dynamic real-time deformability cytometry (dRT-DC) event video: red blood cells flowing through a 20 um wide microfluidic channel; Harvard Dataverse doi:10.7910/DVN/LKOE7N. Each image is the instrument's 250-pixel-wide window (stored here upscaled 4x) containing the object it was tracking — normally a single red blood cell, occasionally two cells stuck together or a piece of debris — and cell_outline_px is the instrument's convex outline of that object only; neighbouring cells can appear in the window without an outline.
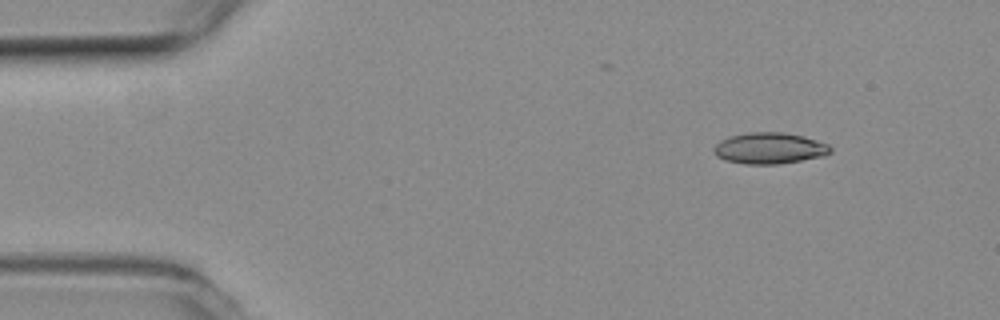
{"species": "common noctule bat (a hibernating species)", "species_latin": "Nyctalus noctula", "temperature_condition": "room temperature", "stored_images_in_passage": 3, "camera_frame_rate_fps": 3000, "um_per_image_px": 0.085, "animal": {"sex": "female", "body_mass_g": 19.3, "forearm_length_mm": 54.1}, "frame": {"image": 1, "passage_image": 1, "time_ms": 0.0, "image_size_px": [1000, 320], "cell_outline_px": [[832, 152], [824, 156], [780, 164], [748, 164], [724, 160], [716, 156], [712, 148], [720, 140], [728, 136], [748, 132], [784, 132], [804, 136], [828, 144], [832, 148]], "centroid_in_image_um": [65.4, 12.59], "position_along_channel_um": 19.6, "area_um2": 21.44}}
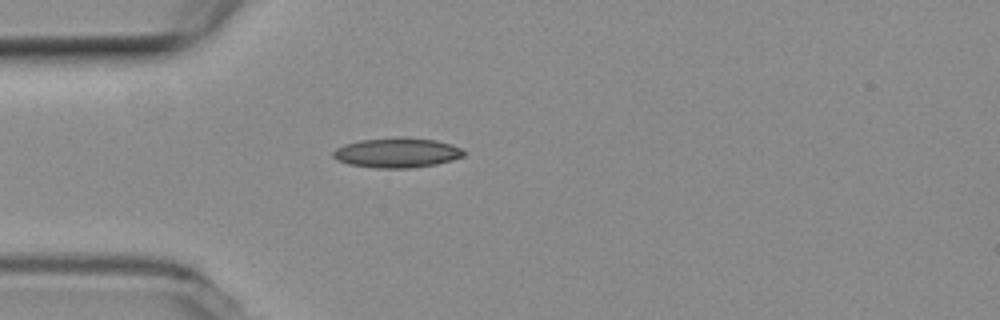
{"frame": {"image": 2, "passage_image": 3, "time_ms": 0.667, "image_size_px": [1000, 320], "cell_outline_px": [[464, 156], [452, 160], [436, 164], [408, 168], [376, 168], [348, 164], [336, 160], [332, 156], [332, 152], [336, 148], [344, 144], [360, 140], [396, 136], [436, 140], [452, 144], [464, 148]], "centroid_in_image_um": [33.74, 12.97], "position_along_channel_um": 51.3, "area_um2": 23.0}}